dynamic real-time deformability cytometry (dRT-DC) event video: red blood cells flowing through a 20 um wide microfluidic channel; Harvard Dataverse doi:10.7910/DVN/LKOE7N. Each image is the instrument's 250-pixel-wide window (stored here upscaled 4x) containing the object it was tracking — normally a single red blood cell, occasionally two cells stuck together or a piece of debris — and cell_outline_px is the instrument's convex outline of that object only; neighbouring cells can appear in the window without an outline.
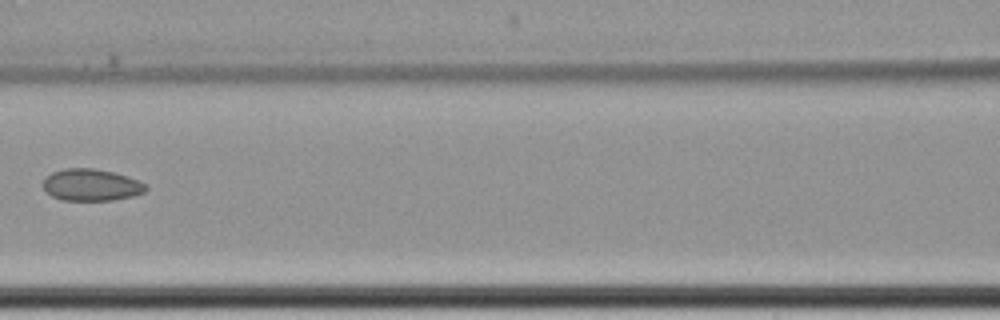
{"species": "common noctule bat (a hibernating species)", "species_latin": "Nyctalus noctula", "temperature_condition": "cold", "stored_images_in_passage": 10, "camera_frame_rate_fps": 3000, "um_per_image_px": 0.085, "animal": {"sex": "female", "body_mass_g": 22.7, "forearm_length_mm": 54.2}, "frame": {"image": 1, "passage_image": 9, "time_ms": 9.667, "image_size_px": [1000, 320], "cell_outline_px": [[148, 188], [144, 192], [132, 196], [112, 200], [60, 200], [52, 196], [44, 188], [44, 180], [52, 172], [64, 168], [92, 168], [112, 172], [128, 176], [144, 184]], "centroid_in_image_um": [7.75, 15.72], "position_along_channel_um": 158.9, "area_um2": 18.84}}
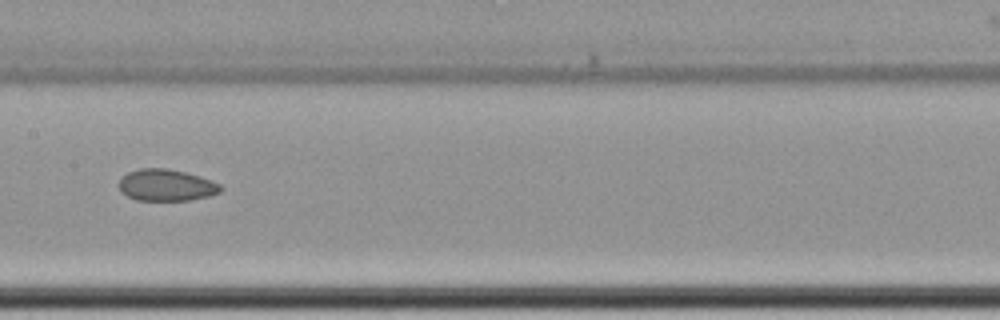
{"frame": {"image": 2, "passage_image": 10, "time_ms": 10.667, "image_size_px": [1000, 320], "cell_outline_px": [[224, 188], [220, 192], [208, 196], [188, 200], [136, 200], [120, 192], [120, 180], [128, 172], [140, 168], [164, 168], [184, 172], [220, 184]], "centroid_in_image_um": [14.12, 15.74], "position_along_channel_um": 193.3, "area_um2": 18.44}}